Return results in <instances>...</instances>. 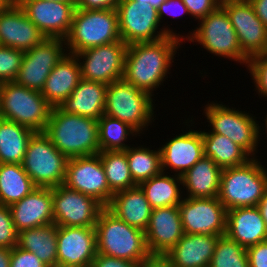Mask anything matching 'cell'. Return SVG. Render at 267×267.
Here are the masks:
<instances>
[{
	"instance_id": "6da1fadb",
	"label": "cell",
	"mask_w": 267,
	"mask_h": 267,
	"mask_svg": "<svg viewBox=\"0 0 267 267\" xmlns=\"http://www.w3.org/2000/svg\"><path fill=\"white\" fill-rule=\"evenodd\" d=\"M182 43L178 37L167 36L153 42L128 45L123 79L154 96L153 91L168 78L174 56Z\"/></svg>"
},
{
	"instance_id": "7a4b0ae2",
	"label": "cell",
	"mask_w": 267,
	"mask_h": 267,
	"mask_svg": "<svg viewBox=\"0 0 267 267\" xmlns=\"http://www.w3.org/2000/svg\"><path fill=\"white\" fill-rule=\"evenodd\" d=\"M44 133L67 158L100 153L98 120L53 107Z\"/></svg>"
},
{
	"instance_id": "3957f363",
	"label": "cell",
	"mask_w": 267,
	"mask_h": 267,
	"mask_svg": "<svg viewBox=\"0 0 267 267\" xmlns=\"http://www.w3.org/2000/svg\"><path fill=\"white\" fill-rule=\"evenodd\" d=\"M97 253L140 263L150 253L145 232L117 218L106 207L95 224Z\"/></svg>"
},
{
	"instance_id": "277c9868",
	"label": "cell",
	"mask_w": 267,
	"mask_h": 267,
	"mask_svg": "<svg viewBox=\"0 0 267 267\" xmlns=\"http://www.w3.org/2000/svg\"><path fill=\"white\" fill-rule=\"evenodd\" d=\"M258 160L256 156L244 165L222 170L217 198L227 211L260 203L267 188V168Z\"/></svg>"
},
{
	"instance_id": "5b68a950",
	"label": "cell",
	"mask_w": 267,
	"mask_h": 267,
	"mask_svg": "<svg viewBox=\"0 0 267 267\" xmlns=\"http://www.w3.org/2000/svg\"><path fill=\"white\" fill-rule=\"evenodd\" d=\"M121 41L116 9H75L72 25L65 38L69 54Z\"/></svg>"
},
{
	"instance_id": "8992f818",
	"label": "cell",
	"mask_w": 267,
	"mask_h": 267,
	"mask_svg": "<svg viewBox=\"0 0 267 267\" xmlns=\"http://www.w3.org/2000/svg\"><path fill=\"white\" fill-rule=\"evenodd\" d=\"M53 106L41 92L15 81L0 83V118L13 121L34 132H44Z\"/></svg>"
},
{
	"instance_id": "52a82bcc",
	"label": "cell",
	"mask_w": 267,
	"mask_h": 267,
	"mask_svg": "<svg viewBox=\"0 0 267 267\" xmlns=\"http://www.w3.org/2000/svg\"><path fill=\"white\" fill-rule=\"evenodd\" d=\"M152 97L124 79L116 80L106 89L104 114L129 124L140 134L155 120Z\"/></svg>"
},
{
	"instance_id": "ba28073f",
	"label": "cell",
	"mask_w": 267,
	"mask_h": 267,
	"mask_svg": "<svg viewBox=\"0 0 267 267\" xmlns=\"http://www.w3.org/2000/svg\"><path fill=\"white\" fill-rule=\"evenodd\" d=\"M197 25L199 26L187 34V41L197 42L213 56H221L247 66L249 58L242 52L235 29L221 5L199 20Z\"/></svg>"
},
{
	"instance_id": "9c48e42d",
	"label": "cell",
	"mask_w": 267,
	"mask_h": 267,
	"mask_svg": "<svg viewBox=\"0 0 267 267\" xmlns=\"http://www.w3.org/2000/svg\"><path fill=\"white\" fill-rule=\"evenodd\" d=\"M211 127V132L228 137L232 142L243 148L252 158H255L262 133L256 117L245 111L230 108L210 102L203 112Z\"/></svg>"
},
{
	"instance_id": "30bf717a",
	"label": "cell",
	"mask_w": 267,
	"mask_h": 267,
	"mask_svg": "<svg viewBox=\"0 0 267 267\" xmlns=\"http://www.w3.org/2000/svg\"><path fill=\"white\" fill-rule=\"evenodd\" d=\"M67 161L44 132H35L28 142L22 166L36 187L54 188L64 185Z\"/></svg>"
},
{
	"instance_id": "8fae6325",
	"label": "cell",
	"mask_w": 267,
	"mask_h": 267,
	"mask_svg": "<svg viewBox=\"0 0 267 267\" xmlns=\"http://www.w3.org/2000/svg\"><path fill=\"white\" fill-rule=\"evenodd\" d=\"M116 10L118 13L119 34L121 40L127 45L139 42H153L167 36H175L186 41V36L177 34L176 31H173L168 26L159 28L161 24L158 18V11L148 3L139 5L132 0H118ZM158 29L159 31H157Z\"/></svg>"
},
{
	"instance_id": "7c38bea8",
	"label": "cell",
	"mask_w": 267,
	"mask_h": 267,
	"mask_svg": "<svg viewBox=\"0 0 267 267\" xmlns=\"http://www.w3.org/2000/svg\"><path fill=\"white\" fill-rule=\"evenodd\" d=\"M127 47L121 40L76 53L81 79L106 85L123 79Z\"/></svg>"
},
{
	"instance_id": "4fadbf2b",
	"label": "cell",
	"mask_w": 267,
	"mask_h": 267,
	"mask_svg": "<svg viewBox=\"0 0 267 267\" xmlns=\"http://www.w3.org/2000/svg\"><path fill=\"white\" fill-rule=\"evenodd\" d=\"M65 45L63 38H46L40 45L25 51L15 82L41 92L51 70L68 53Z\"/></svg>"
},
{
	"instance_id": "5bb4252c",
	"label": "cell",
	"mask_w": 267,
	"mask_h": 267,
	"mask_svg": "<svg viewBox=\"0 0 267 267\" xmlns=\"http://www.w3.org/2000/svg\"><path fill=\"white\" fill-rule=\"evenodd\" d=\"M53 218L57 226L95 227L105 208L94 198L59 185L52 188Z\"/></svg>"
},
{
	"instance_id": "9a60e30c",
	"label": "cell",
	"mask_w": 267,
	"mask_h": 267,
	"mask_svg": "<svg viewBox=\"0 0 267 267\" xmlns=\"http://www.w3.org/2000/svg\"><path fill=\"white\" fill-rule=\"evenodd\" d=\"M64 185L94 198L104 207L108 206L114 194L109 189L98 154L68 158Z\"/></svg>"
},
{
	"instance_id": "2e32d148",
	"label": "cell",
	"mask_w": 267,
	"mask_h": 267,
	"mask_svg": "<svg viewBox=\"0 0 267 267\" xmlns=\"http://www.w3.org/2000/svg\"><path fill=\"white\" fill-rule=\"evenodd\" d=\"M178 206L184 233L225 235L227 209L217 197H184Z\"/></svg>"
},
{
	"instance_id": "e0dca14e",
	"label": "cell",
	"mask_w": 267,
	"mask_h": 267,
	"mask_svg": "<svg viewBox=\"0 0 267 267\" xmlns=\"http://www.w3.org/2000/svg\"><path fill=\"white\" fill-rule=\"evenodd\" d=\"M235 29L242 52L251 58L267 52V27L248 0L221 3Z\"/></svg>"
},
{
	"instance_id": "ac0fdd59",
	"label": "cell",
	"mask_w": 267,
	"mask_h": 267,
	"mask_svg": "<svg viewBox=\"0 0 267 267\" xmlns=\"http://www.w3.org/2000/svg\"><path fill=\"white\" fill-rule=\"evenodd\" d=\"M15 1L47 38L65 39L68 36L78 2Z\"/></svg>"
},
{
	"instance_id": "d6986e66",
	"label": "cell",
	"mask_w": 267,
	"mask_h": 267,
	"mask_svg": "<svg viewBox=\"0 0 267 267\" xmlns=\"http://www.w3.org/2000/svg\"><path fill=\"white\" fill-rule=\"evenodd\" d=\"M96 254L95 227L57 226V267H91Z\"/></svg>"
},
{
	"instance_id": "ffe728a7",
	"label": "cell",
	"mask_w": 267,
	"mask_h": 267,
	"mask_svg": "<svg viewBox=\"0 0 267 267\" xmlns=\"http://www.w3.org/2000/svg\"><path fill=\"white\" fill-rule=\"evenodd\" d=\"M46 38L15 0L0 9V46L25 52Z\"/></svg>"
},
{
	"instance_id": "44dd1931",
	"label": "cell",
	"mask_w": 267,
	"mask_h": 267,
	"mask_svg": "<svg viewBox=\"0 0 267 267\" xmlns=\"http://www.w3.org/2000/svg\"><path fill=\"white\" fill-rule=\"evenodd\" d=\"M187 131L182 130V134L159 147L162 172L171 168L175 175L181 177L204 156L201 131Z\"/></svg>"
},
{
	"instance_id": "7402d4cb",
	"label": "cell",
	"mask_w": 267,
	"mask_h": 267,
	"mask_svg": "<svg viewBox=\"0 0 267 267\" xmlns=\"http://www.w3.org/2000/svg\"><path fill=\"white\" fill-rule=\"evenodd\" d=\"M184 234L179 206L152 209L145 231L150 254H166Z\"/></svg>"
},
{
	"instance_id": "603a6c76",
	"label": "cell",
	"mask_w": 267,
	"mask_h": 267,
	"mask_svg": "<svg viewBox=\"0 0 267 267\" xmlns=\"http://www.w3.org/2000/svg\"><path fill=\"white\" fill-rule=\"evenodd\" d=\"M9 207L17 232L54 223L52 188L36 187Z\"/></svg>"
},
{
	"instance_id": "cb8c5ba5",
	"label": "cell",
	"mask_w": 267,
	"mask_h": 267,
	"mask_svg": "<svg viewBox=\"0 0 267 267\" xmlns=\"http://www.w3.org/2000/svg\"><path fill=\"white\" fill-rule=\"evenodd\" d=\"M225 235L247 248L267 240V227L257 206L227 211Z\"/></svg>"
},
{
	"instance_id": "d4e9b609",
	"label": "cell",
	"mask_w": 267,
	"mask_h": 267,
	"mask_svg": "<svg viewBox=\"0 0 267 267\" xmlns=\"http://www.w3.org/2000/svg\"><path fill=\"white\" fill-rule=\"evenodd\" d=\"M219 237L185 233L165 255L174 267H208Z\"/></svg>"
},
{
	"instance_id": "484cf974",
	"label": "cell",
	"mask_w": 267,
	"mask_h": 267,
	"mask_svg": "<svg viewBox=\"0 0 267 267\" xmlns=\"http://www.w3.org/2000/svg\"><path fill=\"white\" fill-rule=\"evenodd\" d=\"M80 80L77 57L67 53L51 70L41 94L53 107H58L71 95Z\"/></svg>"
},
{
	"instance_id": "4316f807",
	"label": "cell",
	"mask_w": 267,
	"mask_h": 267,
	"mask_svg": "<svg viewBox=\"0 0 267 267\" xmlns=\"http://www.w3.org/2000/svg\"><path fill=\"white\" fill-rule=\"evenodd\" d=\"M106 208L117 218L144 232L149 225L152 208L139 186L114 193Z\"/></svg>"
},
{
	"instance_id": "83f0119b",
	"label": "cell",
	"mask_w": 267,
	"mask_h": 267,
	"mask_svg": "<svg viewBox=\"0 0 267 267\" xmlns=\"http://www.w3.org/2000/svg\"><path fill=\"white\" fill-rule=\"evenodd\" d=\"M107 87L101 82L81 79L59 107L64 112L98 120L104 114Z\"/></svg>"
},
{
	"instance_id": "f1b7e54d",
	"label": "cell",
	"mask_w": 267,
	"mask_h": 267,
	"mask_svg": "<svg viewBox=\"0 0 267 267\" xmlns=\"http://www.w3.org/2000/svg\"><path fill=\"white\" fill-rule=\"evenodd\" d=\"M222 168L211 158L203 156L182 178L186 197L214 198L218 197Z\"/></svg>"
},
{
	"instance_id": "f546056e",
	"label": "cell",
	"mask_w": 267,
	"mask_h": 267,
	"mask_svg": "<svg viewBox=\"0 0 267 267\" xmlns=\"http://www.w3.org/2000/svg\"><path fill=\"white\" fill-rule=\"evenodd\" d=\"M17 246L34 253L49 267H57V225L54 223L18 232Z\"/></svg>"
},
{
	"instance_id": "4dcf8cb0",
	"label": "cell",
	"mask_w": 267,
	"mask_h": 267,
	"mask_svg": "<svg viewBox=\"0 0 267 267\" xmlns=\"http://www.w3.org/2000/svg\"><path fill=\"white\" fill-rule=\"evenodd\" d=\"M182 178L165 172L153 176L138 186L144 192L152 209L178 206L183 200ZM182 194V195H181Z\"/></svg>"
},
{
	"instance_id": "1f68e13d",
	"label": "cell",
	"mask_w": 267,
	"mask_h": 267,
	"mask_svg": "<svg viewBox=\"0 0 267 267\" xmlns=\"http://www.w3.org/2000/svg\"><path fill=\"white\" fill-rule=\"evenodd\" d=\"M201 131L204 156L211 158L220 168L237 167L246 164L251 156L228 137Z\"/></svg>"
},
{
	"instance_id": "d6a6232c",
	"label": "cell",
	"mask_w": 267,
	"mask_h": 267,
	"mask_svg": "<svg viewBox=\"0 0 267 267\" xmlns=\"http://www.w3.org/2000/svg\"><path fill=\"white\" fill-rule=\"evenodd\" d=\"M34 133L18 123L0 118V164H22Z\"/></svg>"
},
{
	"instance_id": "836d02e7",
	"label": "cell",
	"mask_w": 267,
	"mask_h": 267,
	"mask_svg": "<svg viewBox=\"0 0 267 267\" xmlns=\"http://www.w3.org/2000/svg\"><path fill=\"white\" fill-rule=\"evenodd\" d=\"M35 188L22 164H0V205L10 206Z\"/></svg>"
},
{
	"instance_id": "e575fe53",
	"label": "cell",
	"mask_w": 267,
	"mask_h": 267,
	"mask_svg": "<svg viewBox=\"0 0 267 267\" xmlns=\"http://www.w3.org/2000/svg\"><path fill=\"white\" fill-rule=\"evenodd\" d=\"M139 133L129 124L103 114L98 119V136L100 152L125 151L131 145L125 144L131 136L137 137Z\"/></svg>"
},
{
	"instance_id": "d590c367",
	"label": "cell",
	"mask_w": 267,
	"mask_h": 267,
	"mask_svg": "<svg viewBox=\"0 0 267 267\" xmlns=\"http://www.w3.org/2000/svg\"><path fill=\"white\" fill-rule=\"evenodd\" d=\"M98 155L104 168L109 189L113 193L138 186L131 176L125 151H103Z\"/></svg>"
},
{
	"instance_id": "8d00e7d4",
	"label": "cell",
	"mask_w": 267,
	"mask_h": 267,
	"mask_svg": "<svg viewBox=\"0 0 267 267\" xmlns=\"http://www.w3.org/2000/svg\"><path fill=\"white\" fill-rule=\"evenodd\" d=\"M143 146H130L125 150L131 176L137 185L162 172L160 149L151 150Z\"/></svg>"
},
{
	"instance_id": "74e56055",
	"label": "cell",
	"mask_w": 267,
	"mask_h": 267,
	"mask_svg": "<svg viewBox=\"0 0 267 267\" xmlns=\"http://www.w3.org/2000/svg\"><path fill=\"white\" fill-rule=\"evenodd\" d=\"M208 267H249L246 248L226 235L220 236Z\"/></svg>"
},
{
	"instance_id": "f35d334b",
	"label": "cell",
	"mask_w": 267,
	"mask_h": 267,
	"mask_svg": "<svg viewBox=\"0 0 267 267\" xmlns=\"http://www.w3.org/2000/svg\"><path fill=\"white\" fill-rule=\"evenodd\" d=\"M24 51L0 46V83L15 81Z\"/></svg>"
},
{
	"instance_id": "ab89813d",
	"label": "cell",
	"mask_w": 267,
	"mask_h": 267,
	"mask_svg": "<svg viewBox=\"0 0 267 267\" xmlns=\"http://www.w3.org/2000/svg\"><path fill=\"white\" fill-rule=\"evenodd\" d=\"M247 69L254 80L255 91L261 97H267V52L249 58Z\"/></svg>"
},
{
	"instance_id": "60d3db41",
	"label": "cell",
	"mask_w": 267,
	"mask_h": 267,
	"mask_svg": "<svg viewBox=\"0 0 267 267\" xmlns=\"http://www.w3.org/2000/svg\"><path fill=\"white\" fill-rule=\"evenodd\" d=\"M18 243V232L9 206L0 205V247L14 248Z\"/></svg>"
},
{
	"instance_id": "b9f144b4",
	"label": "cell",
	"mask_w": 267,
	"mask_h": 267,
	"mask_svg": "<svg viewBox=\"0 0 267 267\" xmlns=\"http://www.w3.org/2000/svg\"><path fill=\"white\" fill-rule=\"evenodd\" d=\"M10 267H49L34 253L26 251L18 246L11 249Z\"/></svg>"
},
{
	"instance_id": "7bdbcfd3",
	"label": "cell",
	"mask_w": 267,
	"mask_h": 267,
	"mask_svg": "<svg viewBox=\"0 0 267 267\" xmlns=\"http://www.w3.org/2000/svg\"><path fill=\"white\" fill-rule=\"evenodd\" d=\"M188 8L189 17L201 20L205 18L210 12L217 9L221 3L219 0H182Z\"/></svg>"
},
{
	"instance_id": "ee69618b",
	"label": "cell",
	"mask_w": 267,
	"mask_h": 267,
	"mask_svg": "<svg viewBox=\"0 0 267 267\" xmlns=\"http://www.w3.org/2000/svg\"><path fill=\"white\" fill-rule=\"evenodd\" d=\"M249 267H267V240L246 248Z\"/></svg>"
},
{
	"instance_id": "f6af8a7d",
	"label": "cell",
	"mask_w": 267,
	"mask_h": 267,
	"mask_svg": "<svg viewBox=\"0 0 267 267\" xmlns=\"http://www.w3.org/2000/svg\"><path fill=\"white\" fill-rule=\"evenodd\" d=\"M157 11L160 23H162L161 20L164 19V16L166 17V14L174 17H180V15L182 16V13L183 15L184 13L189 15L188 8L185 6L182 0H166L159 6Z\"/></svg>"
},
{
	"instance_id": "bcb514c9",
	"label": "cell",
	"mask_w": 267,
	"mask_h": 267,
	"mask_svg": "<svg viewBox=\"0 0 267 267\" xmlns=\"http://www.w3.org/2000/svg\"><path fill=\"white\" fill-rule=\"evenodd\" d=\"M91 267H139V263L97 253Z\"/></svg>"
},
{
	"instance_id": "7dc6e473",
	"label": "cell",
	"mask_w": 267,
	"mask_h": 267,
	"mask_svg": "<svg viewBox=\"0 0 267 267\" xmlns=\"http://www.w3.org/2000/svg\"><path fill=\"white\" fill-rule=\"evenodd\" d=\"M118 0H79L77 8L86 10L116 9Z\"/></svg>"
},
{
	"instance_id": "c3c4849f",
	"label": "cell",
	"mask_w": 267,
	"mask_h": 267,
	"mask_svg": "<svg viewBox=\"0 0 267 267\" xmlns=\"http://www.w3.org/2000/svg\"><path fill=\"white\" fill-rule=\"evenodd\" d=\"M139 267H174L165 254H149L139 263Z\"/></svg>"
},
{
	"instance_id": "681fc988",
	"label": "cell",
	"mask_w": 267,
	"mask_h": 267,
	"mask_svg": "<svg viewBox=\"0 0 267 267\" xmlns=\"http://www.w3.org/2000/svg\"><path fill=\"white\" fill-rule=\"evenodd\" d=\"M257 17L267 27V0H248Z\"/></svg>"
},
{
	"instance_id": "f907efd6",
	"label": "cell",
	"mask_w": 267,
	"mask_h": 267,
	"mask_svg": "<svg viewBox=\"0 0 267 267\" xmlns=\"http://www.w3.org/2000/svg\"><path fill=\"white\" fill-rule=\"evenodd\" d=\"M11 249L0 247V267H10Z\"/></svg>"
},
{
	"instance_id": "816d5d0a",
	"label": "cell",
	"mask_w": 267,
	"mask_h": 267,
	"mask_svg": "<svg viewBox=\"0 0 267 267\" xmlns=\"http://www.w3.org/2000/svg\"><path fill=\"white\" fill-rule=\"evenodd\" d=\"M257 207L259 208L261 215L265 221L266 227H267V188H266L263 198L261 199Z\"/></svg>"
},
{
	"instance_id": "f5cc1de1",
	"label": "cell",
	"mask_w": 267,
	"mask_h": 267,
	"mask_svg": "<svg viewBox=\"0 0 267 267\" xmlns=\"http://www.w3.org/2000/svg\"><path fill=\"white\" fill-rule=\"evenodd\" d=\"M137 2L139 5H142L144 3H148L151 6H153L155 9H158L159 6L164 3L166 0H132Z\"/></svg>"
},
{
	"instance_id": "db71d44e",
	"label": "cell",
	"mask_w": 267,
	"mask_h": 267,
	"mask_svg": "<svg viewBox=\"0 0 267 267\" xmlns=\"http://www.w3.org/2000/svg\"><path fill=\"white\" fill-rule=\"evenodd\" d=\"M45 1H51V2H77L76 0H45Z\"/></svg>"
},
{
	"instance_id": "11a10c76",
	"label": "cell",
	"mask_w": 267,
	"mask_h": 267,
	"mask_svg": "<svg viewBox=\"0 0 267 267\" xmlns=\"http://www.w3.org/2000/svg\"><path fill=\"white\" fill-rule=\"evenodd\" d=\"M10 0H0V9H2Z\"/></svg>"
},
{
	"instance_id": "9f6ffc18",
	"label": "cell",
	"mask_w": 267,
	"mask_h": 267,
	"mask_svg": "<svg viewBox=\"0 0 267 267\" xmlns=\"http://www.w3.org/2000/svg\"><path fill=\"white\" fill-rule=\"evenodd\" d=\"M265 118H266V119H264V120H265V127H266V128H265V129H266L265 131H266V133H267V115H266Z\"/></svg>"
},
{
	"instance_id": "6f0895ef",
	"label": "cell",
	"mask_w": 267,
	"mask_h": 267,
	"mask_svg": "<svg viewBox=\"0 0 267 267\" xmlns=\"http://www.w3.org/2000/svg\"><path fill=\"white\" fill-rule=\"evenodd\" d=\"M220 1V3H222V2H225V1H233V0H219Z\"/></svg>"
}]
</instances>
